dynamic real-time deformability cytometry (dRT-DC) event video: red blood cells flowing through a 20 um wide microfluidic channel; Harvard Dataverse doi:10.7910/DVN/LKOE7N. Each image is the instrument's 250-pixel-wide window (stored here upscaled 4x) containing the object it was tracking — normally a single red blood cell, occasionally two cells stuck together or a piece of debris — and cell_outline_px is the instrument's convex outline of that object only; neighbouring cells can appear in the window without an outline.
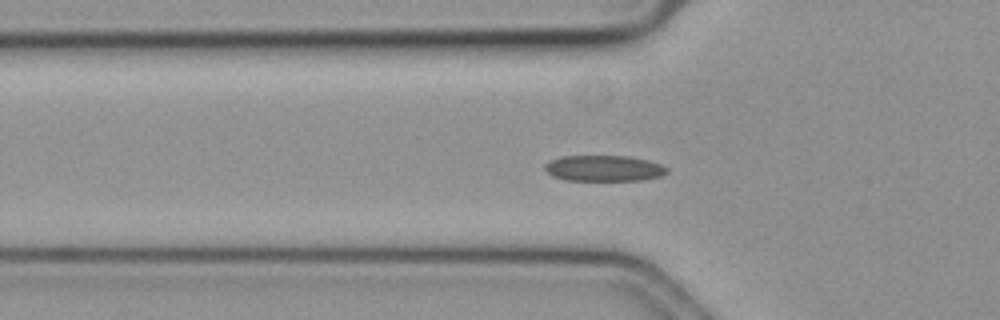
{"species": "common noctule bat (a hibernating species)", "species_latin": "Nyctalus noctula", "temperature_condition": "cold", "stored_images_in_passage": 41, "segment_of_instrument_passage": [1, 2], "camera_frame_rate_fps": 3000, "um_per_image_px": 0.085, "animal": {"sex": "female", "body_mass_g": 19.3, "forearm_length_mm": 54.1}, "frame": {"image": 1, "passage_image": 2, "time_ms": 0.333, "image_size_px": [1000, 320], "cell_outline_px": [[668, 172], [660, 176], [640, 180], [564, 180], [552, 176], [544, 168], [544, 164], [560, 156], [628, 156], [648, 160], [660, 164], [668, 168]], "centroid_in_image_um": [51.32, 14.3], "position_along_channel_um": 74.5, "area_um2": 18.38}}
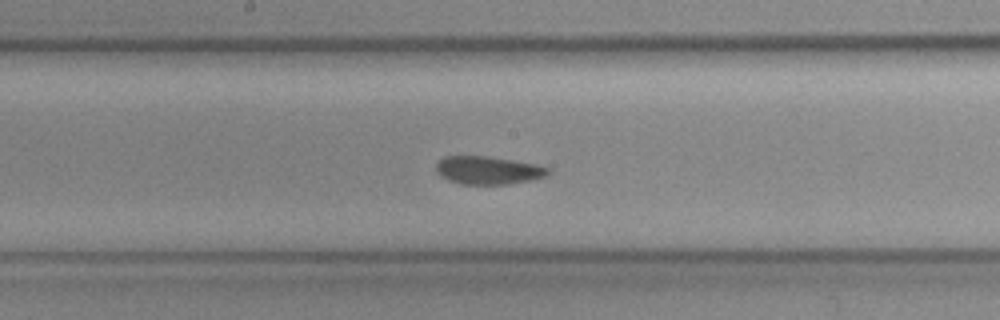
{"frame": {"image": 2, "passage_image": 13, "time_ms": 4.0, "image_size_px": [1000, 320], "cell_outline_px": [[548, 176], [532, 180], [508, 184], [460, 184], [448, 180], [440, 176], [436, 172], [436, 164], [444, 156], [484, 156], [512, 160], [536, 164], [548, 168]], "centroid_in_image_um": [41.47, 14.48], "position_along_channel_um": 206.7, "area_um2": 18.26}}
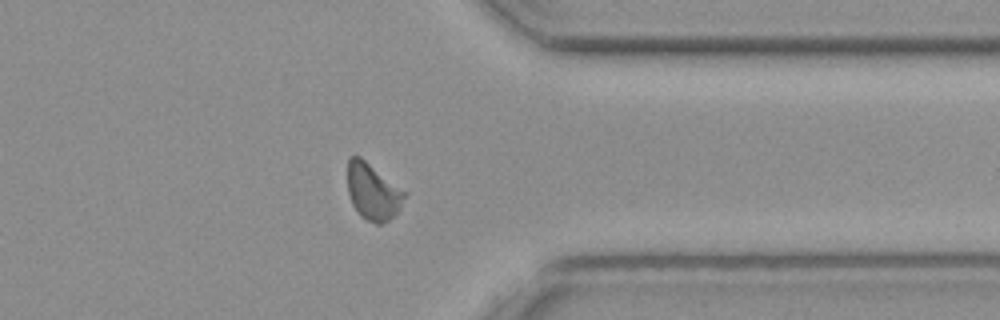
{"frame": {"image": 3, "passage_image": 28, "time_ms": 9.0, "image_size_px": [1000, 320], "cell_outline_px": [[408, 192], [400, 208], [388, 220], [380, 224], [376, 224], [360, 216], [352, 204], [348, 192], [348, 156], [360, 156]], "centroid_in_image_um": [31.7, 16.27], "position_along_channel_um": 379.7, "area_um2": 18.84}}